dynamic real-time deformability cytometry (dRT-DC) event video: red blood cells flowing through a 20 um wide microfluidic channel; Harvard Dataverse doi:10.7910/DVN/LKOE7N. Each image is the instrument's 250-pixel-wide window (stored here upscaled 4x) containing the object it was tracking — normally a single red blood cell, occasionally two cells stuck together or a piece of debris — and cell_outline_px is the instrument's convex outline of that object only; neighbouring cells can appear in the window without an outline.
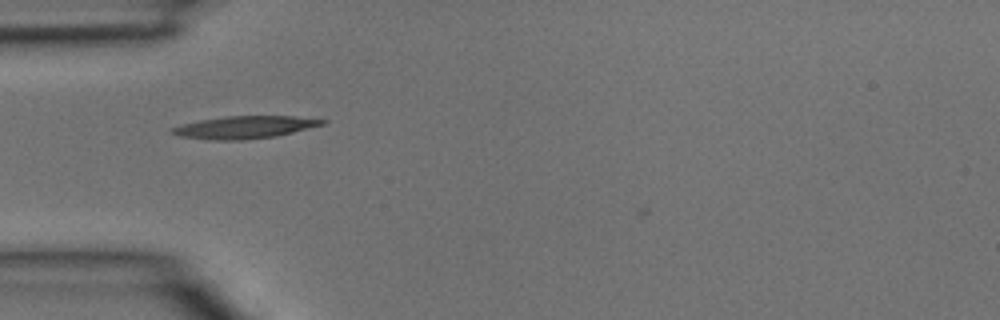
{"species": "common noctule bat (a hibernating species)", "species_latin": "Nyctalus noctula", "temperature_condition": "room temperature", "stored_images_in_passage": 2, "camera_frame_rate_fps": 3000, "um_per_image_px": 0.085, "animal": {"sex": "male", "body_mass_g": 15.6}, "frame": {"image": 1, "passage_image": 2, "time_ms": 0.333, "image_size_px": [1000, 320], "cell_outline_px": [[328, 120], [324, 124], [276, 136], [244, 140], [208, 140], [180, 136], [168, 132], [172, 128], [180, 124], [200, 120], [224, 116], [292, 116]], "centroid_in_image_um": [20.73, 10.82], "position_along_channel_um": 64.3, "area_um2": 19.65}}